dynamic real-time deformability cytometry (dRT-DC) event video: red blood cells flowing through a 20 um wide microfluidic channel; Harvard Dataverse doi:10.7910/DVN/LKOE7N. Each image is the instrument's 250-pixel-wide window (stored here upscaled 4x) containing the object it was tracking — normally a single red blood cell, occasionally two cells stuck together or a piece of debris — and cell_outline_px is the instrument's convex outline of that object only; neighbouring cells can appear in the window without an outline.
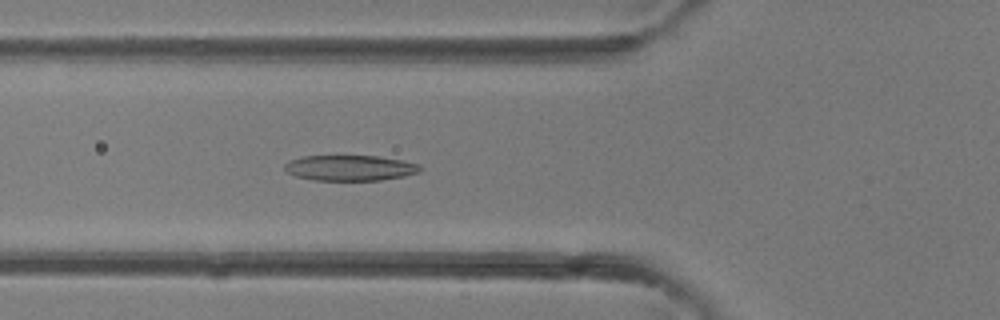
{"species": "common noctule bat (a hibernating species)", "species_latin": "Nyctalus noctula", "temperature_condition": "room temperature", "stored_images_in_passage": 40, "camera_frame_rate_fps": 3000, "um_per_image_px": 0.085, "animal": {"sex": "female"}, "frame": {"image": 1, "passage_image": 14, "time_ms": 4.333, "image_size_px": [1000, 320], "cell_outline_px": [[420, 172], [404, 176], [380, 180], [312, 180], [296, 176], [288, 172], [284, 168], [284, 164], [288, 160], [300, 156], [380, 156], [404, 160], [420, 164]], "centroid_in_image_um": [29.75, 14.26], "position_along_channel_um": 96.1, "area_um2": 20.29}}
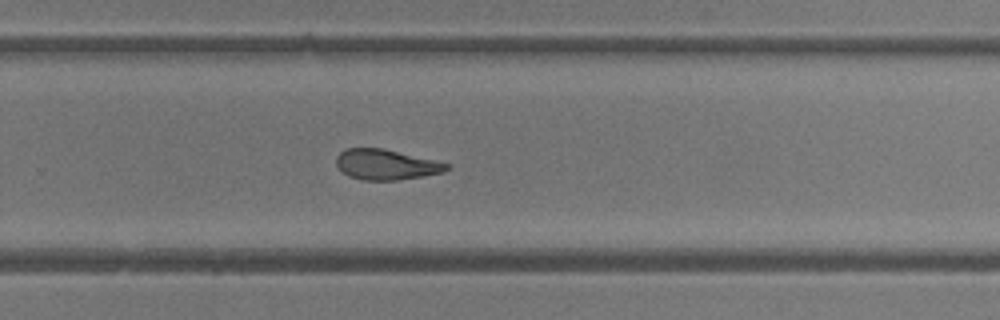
{"frame": {"image": 2, "passage_image": 26, "time_ms": 8.333, "image_size_px": [1000, 320], "cell_outline_px": [[452, 168], [444, 172], [424, 176], [400, 180], [364, 180], [348, 176], [336, 164], [336, 156], [344, 148], [384, 148], [452, 164]], "centroid_in_image_um": [32.87, 13.98], "position_along_channel_um": 296.9, "area_um2": 19.77}}
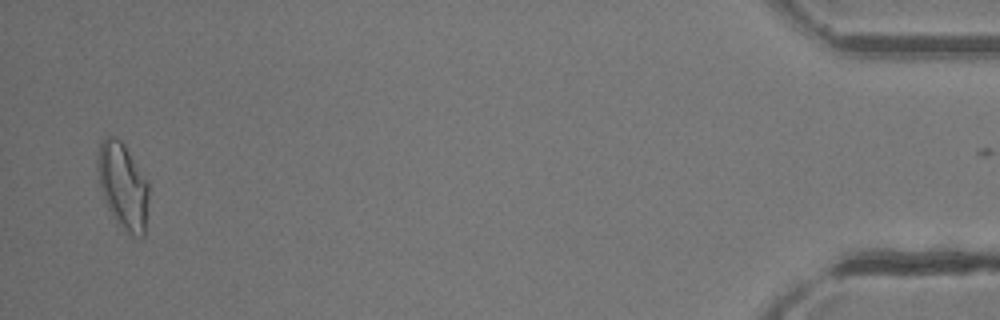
{"frame": {"image": 3, "passage_image": 39, "time_ms": 12.667, "image_size_px": [1000, 320], "cell_outline_px": [[148, 196], [144, 236], [128, 236], [116, 220], [108, 208], [100, 184], [96, 164], [100, 144], [108, 136], [112, 136], [120, 140], [124, 144], [148, 180]], "centroid_in_image_um": [10.46, 15.81], "position_along_channel_um": 424.7, "area_um2": 25.37}}